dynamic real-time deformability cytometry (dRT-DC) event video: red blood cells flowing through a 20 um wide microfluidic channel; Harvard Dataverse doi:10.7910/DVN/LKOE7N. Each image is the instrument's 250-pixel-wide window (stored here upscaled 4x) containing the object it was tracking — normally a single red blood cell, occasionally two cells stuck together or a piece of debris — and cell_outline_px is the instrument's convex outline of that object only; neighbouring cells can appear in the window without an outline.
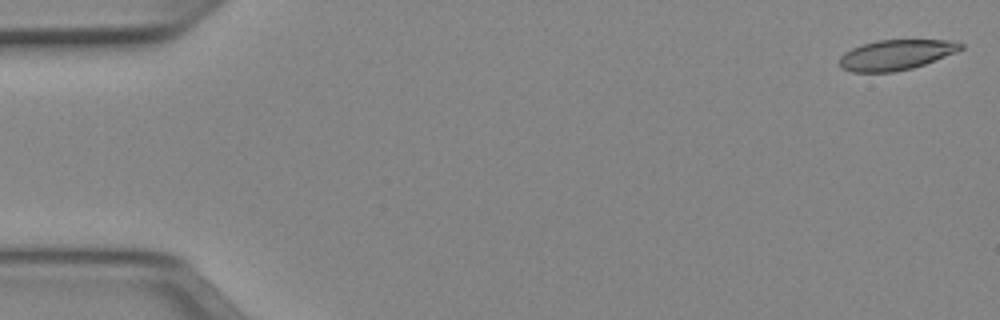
{"species": "Egyptian fruit bat (a non-hibernating species)", "species_latin": "Rousettus aegyptiacus", "temperature_condition": "cold", "stored_images_in_passage": 51, "camera_frame_rate_fps": 3000, "um_per_image_px": 0.085, "animal": {"sex": "female"}, "frame": {"image": 1, "passage_image": 1, "time_ms": 0.0, "image_size_px": [1000, 320], "cell_outline_px": [[964, 48], [956, 52], [924, 64], [912, 68], [892, 72], [852, 72], [840, 68], [840, 56], [844, 52], [852, 48], [876, 40], [956, 40], [964, 44]], "centroid_in_image_um": [76.17, 4.65], "position_along_channel_um": 8.8, "area_um2": 21.39}}
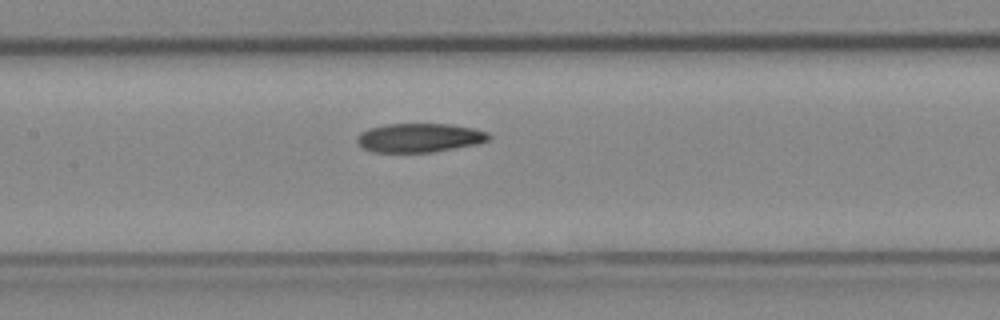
{"frame": {"image": 2, "passage_image": 24, "time_ms": 7.667, "image_size_px": [1000, 320], "cell_outline_px": [[492, 136], [488, 140], [476, 144], [432, 152], [372, 152], [364, 148], [356, 140], [356, 136], [360, 132], [368, 128], [384, 124], [448, 124], [472, 128], [488, 132]], "centroid_in_image_um": [35.62, 11.7], "position_along_channel_um": 171.8, "area_um2": 22.2}}
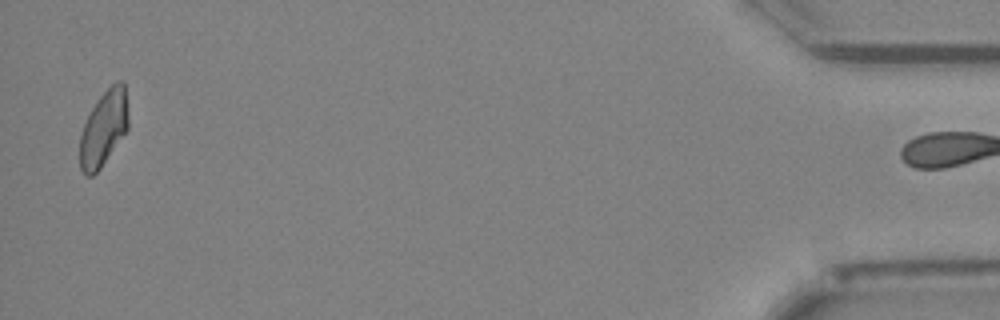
{"frame": {"image": 3, "passage_image": 50, "time_ms": 16.333, "image_size_px": [1000, 320], "cell_outline_px": [[128, 128], [100, 168], [92, 176], [84, 176], [80, 168], [80, 136], [84, 124], [92, 108], [100, 96], [116, 80], [124, 80], [128, 108]], "centroid_in_image_um": [8.82, 10.89], "position_along_channel_um": 426.4, "area_um2": 21.15}}